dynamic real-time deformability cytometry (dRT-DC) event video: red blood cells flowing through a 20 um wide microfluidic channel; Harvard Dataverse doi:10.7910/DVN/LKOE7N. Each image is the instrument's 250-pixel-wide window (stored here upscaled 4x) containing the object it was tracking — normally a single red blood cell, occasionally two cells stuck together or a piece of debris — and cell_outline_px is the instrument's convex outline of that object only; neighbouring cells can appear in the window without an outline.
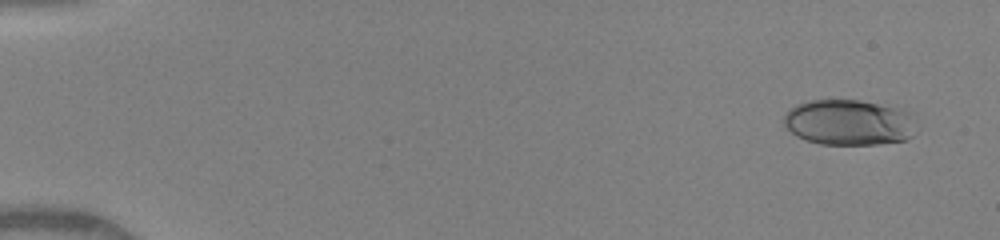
{"species": "human", "species_latin": "Homo sapiens", "temperature_condition": "warm", "stored_images_in_passage": 49, "camera_frame_rate_fps": 3000, "um_per_image_px": 0.085, "donor": {"sex": "female"}, "frame": {"image": 1, "passage_image": 2, "time_ms": 0.333, "image_size_px": [1000, 240], "cell_outline_px": [[912, 136], [904, 140], [876, 144], [820, 144], [796, 136], [784, 124], [784, 112], [796, 104], [808, 100], [860, 100], [900, 108], [912, 112]], "centroid_in_image_um": [72.12, 10.39], "position_along_channel_um": 12.9, "area_um2": 35.14}}
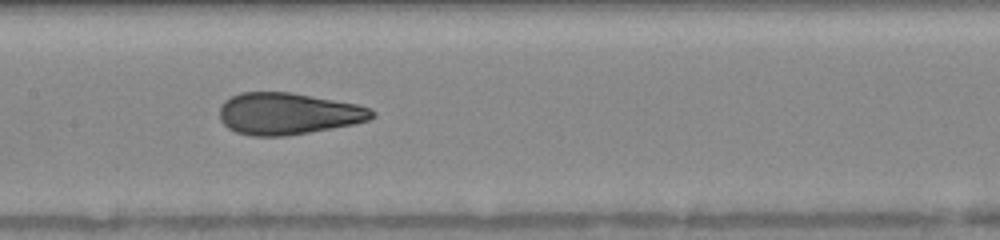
{"frame": {"image": 2, "passage_image": 25, "time_ms": 8.0, "image_size_px": [1000, 240], "cell_outline_px": [[376, 116], [368, 120], [352, 124], [308, 132], [284, 136], [252, 136], [236, 132], [228, 128], [220, 120], [220, 108], [224, 100], [240, 92], [288, 92], [356, 104], [372, 108], [376, 112]], "centroid_in_image_um": [24.47, 9.66], "position_along_channel_um": 182.9, "area_um2": 36.88}}
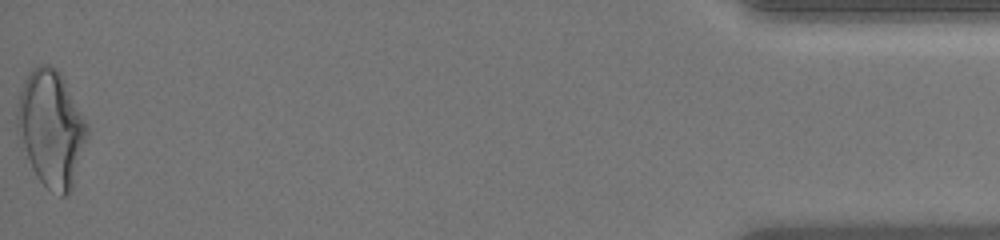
{"frame": {"image": 3, "passage_image": 49, "time_ms": 16.0, "image_size_px": [1000, 240], "cell_outline_px": [[88, 136], [72, 188], [64, 196], [60, 196], [48, 188], [36, 176], [32, 168], [16, 128], [16, 112], [20, 92], [28, 72], [32, 68], [40, 64], [48, 64], [56, 68], [60, 72], [88, 128]], "centroid_in_image_um": [4.33, 10.9], "position_along_channel_um": 430.9, "area_um2": 46.7}, "authors_computed_cell_mechanics": {"area_um2": 36.8186, "velocity_mm_per_s": 4.1428, "shape_relaxation_time_tau1_ms": 11.233, "shape_relaxation_time_tau2_ms": 0.7526, "deformation_change_tau1": 0.2956, "deformation_change_tau2": 0.0714}}